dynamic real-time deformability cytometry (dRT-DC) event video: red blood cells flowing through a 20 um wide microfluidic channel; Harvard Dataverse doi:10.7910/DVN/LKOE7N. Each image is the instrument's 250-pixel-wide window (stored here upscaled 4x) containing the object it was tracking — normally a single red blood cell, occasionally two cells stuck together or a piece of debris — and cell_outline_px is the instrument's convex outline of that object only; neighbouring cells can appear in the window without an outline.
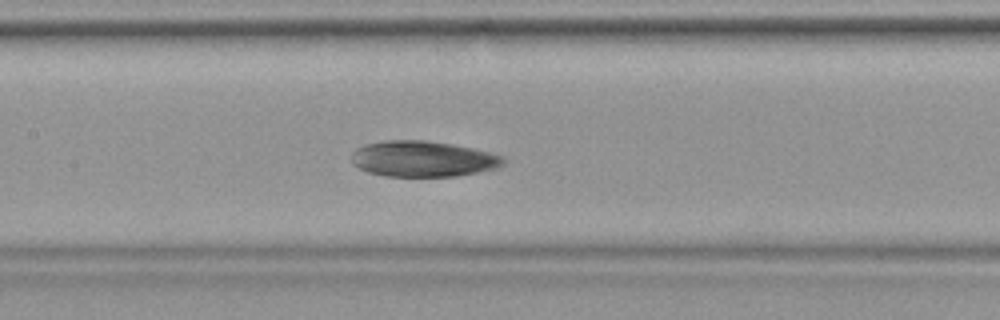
{"species": "common noctule bat (a hibernating species)", "species_latin": "Nyctalus noctula", "temperature_condition": "warm", "stored_images_in_passage": 39, "camera_frame_rate_fps": 3000, "um_per_image_px": 0.085, "animal": {"sex": "female", "body_mass_g": 19.9}, "frame": {"image": 1, "passage_image": 17, "time_ms": 5.333, "image_size_px": [1000, 320], "cell_outline_px": [[504, 164], [496, 168], [456, 176], [384, 176], [368, 172], [352, 164], [352, 152], [356, 148], [364, 144], [384, 140], [424, 140], [452, 144], [472, 148], [504, 156]], "centroid_in_image_um": [35.91, 13.5], "position_along_channel_um": 171.5, "area_um2": 31.67}}